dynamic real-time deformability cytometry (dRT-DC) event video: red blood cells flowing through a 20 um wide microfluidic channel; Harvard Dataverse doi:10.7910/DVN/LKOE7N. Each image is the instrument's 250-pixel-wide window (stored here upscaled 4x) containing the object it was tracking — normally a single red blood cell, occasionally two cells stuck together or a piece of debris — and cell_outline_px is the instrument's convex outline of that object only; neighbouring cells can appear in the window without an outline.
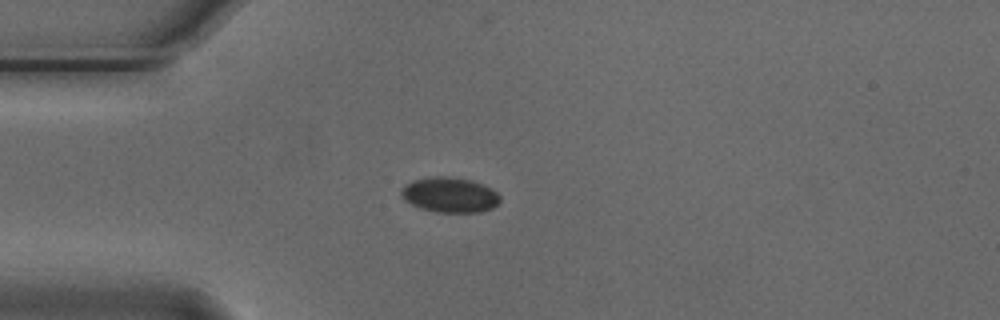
{"species": "Egyptian fruit bat (a non-hibernating species)", "species_latin": "Rousettus aegyptiacus", "temperature_condition": "cold", "stored_images_in_passage": 42, "camera_frame_rate_fps": 3000, "um_per_image_px": 0.085, "animal": {"sex": "male"}, "frame": {"image": 1, "passage_image": 1, "time_ms": 0.0, "image_size_px": [1000, 320], "cell_outline_px": [[500, 200], [492, 208], [480, 212], [436, 212], [420, 208], [404, 200], [400, 196], [400, 188], [404, 184], [412, 180], [432, 176], [444, 176], [468, 180], [484, 184], [492, 188], [500, 196]], "centroid_in_image_um": [38.18, 16.56], "position_along_channel_um": 46.8, "area_um2": 20.35}}
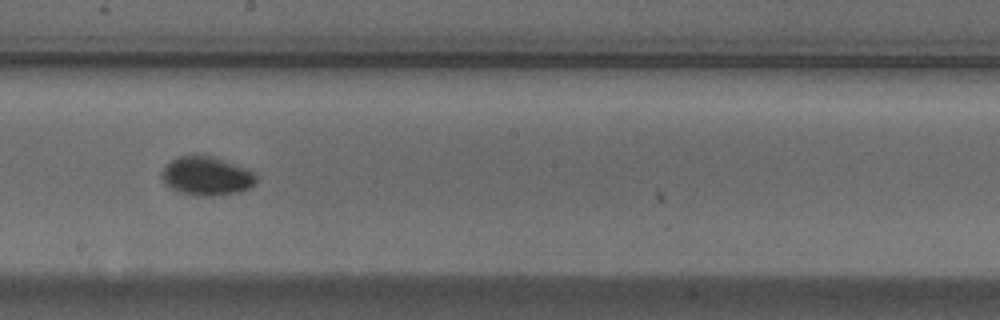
{"frame": {"image": 2, "passage_image": 17, "time_ms": 5.333, "image_size_px": [1000, 320], "cell_outline_px": [[256, 184], [252, 188], [240, 192], [212, 196], [196, 196], [176, 192], [160, 176], [160, 172], [172, 160], [180, 156], [192, 152], [196, 152], [212, 156], [256, 172]], "centroid_in_image_um": [17.57, 14.95], "position_along_channel_um": 230.6, "area_um2": 21.85}}
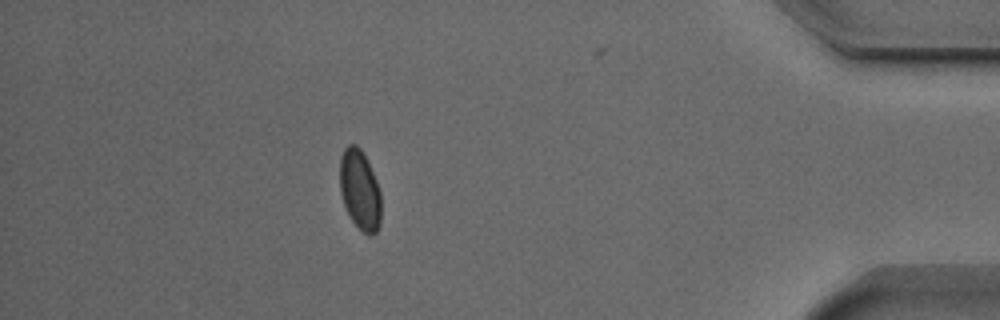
{"frame": {"image": 3, "passage_image": 35, "time_ms": 11.333, "image_size_px": [1000, 320], "cell_outline_px": [[380, 224], [376, 232], [372, 236], [368, 236], [352, 220], [344, 204], [340, 192], [340, 156], [344, 148], [348, 144], [356, 144], [360, 148], [376, 180], [380, 192]], "centroid_in_image_um": [30.57, 16.14], "position_along_channel_um": 404.6, "area_um2": 19.02}, "authors_computed_cell_mechanics": {"area_um2": 19.7965, "velocity_mm_per_s": 3.727, "shape_relaxation_time_tau1_ms": 6.1912, "shape_relaxation_time_tau2_ms": null, "deformation_change_tau1": 0.0718, "deformation_change_tau2": null}}